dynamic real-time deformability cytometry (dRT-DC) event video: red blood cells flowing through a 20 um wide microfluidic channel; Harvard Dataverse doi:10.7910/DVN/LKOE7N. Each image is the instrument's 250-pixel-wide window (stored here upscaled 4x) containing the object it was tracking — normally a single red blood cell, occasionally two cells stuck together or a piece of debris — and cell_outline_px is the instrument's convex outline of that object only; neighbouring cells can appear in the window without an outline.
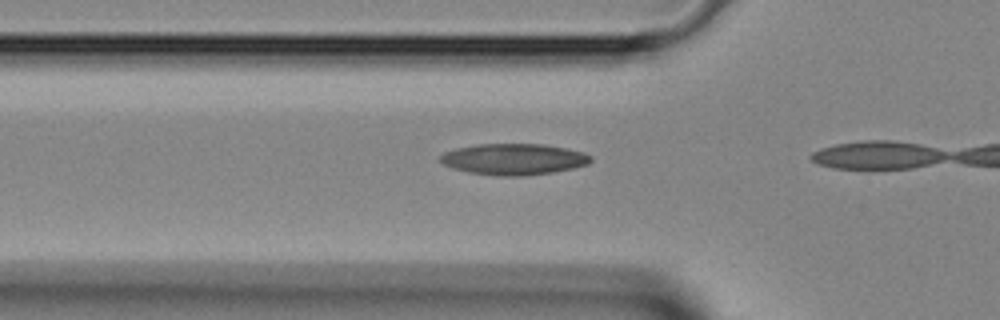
{"species": "Egyptian fruit bat (a non-hibernating species)", "species_latin": "Rousettus aegyptiacus", "temperature_condition": "room temperature", "stored_images_in_passage": 5, "camera_frame_rate_fps": 3000, "um_per_image_px": 0.085, "animal": {"sex": "female"}, "frame": {"image": 1, "passage_image": 4, "time_ms": 1.0, "image_size_px": [1000, 320], "cell_outline_px": [[592, 160], [588, 164], [572, 168], [552, 172], [524, 176], [504, 176], [468, 172], [452, 168], [444, 164], [440, 160], [440, 156], [444, 152], [456, 148], [476, 144], [544, 144], [584, 152], [592, 156]], "centroid_in_image_um": [43.67, 13.53], "position_along_channel_um": 82.1, "area_um2": 27.28}}